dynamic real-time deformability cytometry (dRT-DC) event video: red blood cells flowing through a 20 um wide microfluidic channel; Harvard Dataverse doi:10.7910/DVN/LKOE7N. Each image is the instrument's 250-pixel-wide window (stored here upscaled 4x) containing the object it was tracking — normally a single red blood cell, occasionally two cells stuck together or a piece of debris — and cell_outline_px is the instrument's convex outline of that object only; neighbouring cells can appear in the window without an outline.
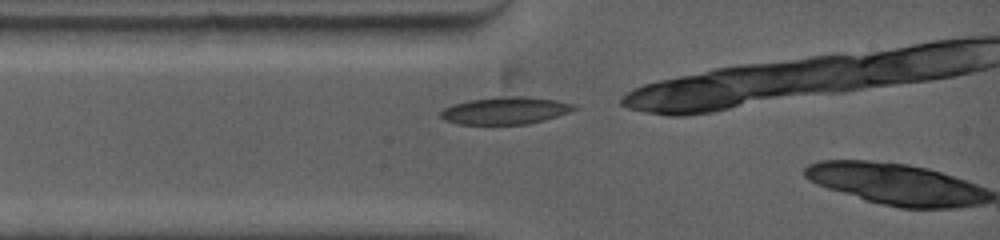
{"species": "common noctule bat (a hibernating species)", "species_latin": "Nyctalus noctula", "temperature_condition": "warm", "stored_images_in_passage": 1, "camera_frame_rate_fps": 5000, "um_per_image_px": 0.085, "animal": {"sex": "female", "body_mass_g": 19.0, "forearm_length_mm": 53.3}, "frame": {"image": 1, "passage_image": 1, "time_ms": 0.0, "image_size_px": [1000, 240], "cell_outline_px": [[580, 108], [544, 120], [528, 124], [460, 124], [444, 120], [440, 116], [440, 112], [444, 108], [452, 104], [468, 100], [496, 96], [528, 96], [556, 100], [576, 104]], "centroid_in_image_um": [42.96, 9.38], "position_along_channel_um": 42.0, "area_um2": 21.44}}